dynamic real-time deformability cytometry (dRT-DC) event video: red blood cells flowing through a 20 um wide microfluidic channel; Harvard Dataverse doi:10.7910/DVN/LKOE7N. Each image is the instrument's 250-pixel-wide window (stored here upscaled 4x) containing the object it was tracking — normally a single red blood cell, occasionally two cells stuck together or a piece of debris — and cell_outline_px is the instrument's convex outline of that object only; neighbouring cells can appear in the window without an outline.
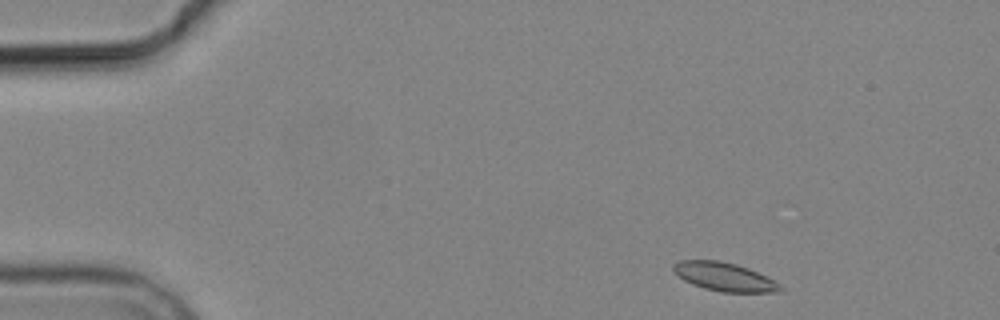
{"species": "common noctule bat (a hibernating species)", "species_latin": "Nyctalus noctula", "temperature_condition": "cold", "stored_images_in_passage": 3, "camera_frame_rate_fps": 3000, "um_per_image_px": 0.085, "animal": {"sex": "male", "body_mass_g": 19.2, "forearm_length_mm": 51.8}, "frame": {"image": 1, "passage_image": 1, "time_ms": 0.0, "image_size_px": [1000, 320], "cell_outline_px": [[784, 288], [776, 292], [720, 292], [704, 288], [692, 284], [684, 280], [672, 268], [672, 264], [680, 260], [720, 260], [736, 264], [748, 268], [780, 284]], "centroid_in_image_um": [61.54, 23.52], "position_along_channel_um": 23.5, "area_um2": 17.57}}
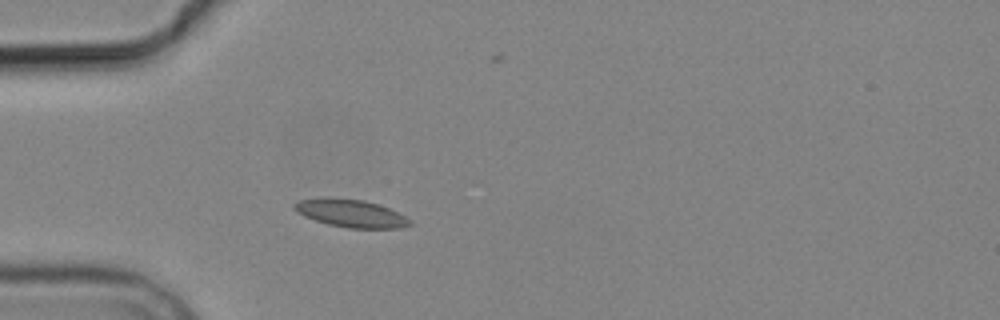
{"frame": {"image": 2, "passage_image": 3, "time_ms": 3.0, "image_size_px": [1000, 320], "cell_outline_px": [[412, 224], [400, 228], [348, 228], [328, 224], [304, 216], [296, 212], [292, 208], [292, 204], [296, 200], [328, 196], [332, 196], [364, 200], [388, 208], [412, 220]], "centroid_in_image_um": [29.74, 18.1], "position_along_channel_um": 55.3, "area_um2": 18.96}}